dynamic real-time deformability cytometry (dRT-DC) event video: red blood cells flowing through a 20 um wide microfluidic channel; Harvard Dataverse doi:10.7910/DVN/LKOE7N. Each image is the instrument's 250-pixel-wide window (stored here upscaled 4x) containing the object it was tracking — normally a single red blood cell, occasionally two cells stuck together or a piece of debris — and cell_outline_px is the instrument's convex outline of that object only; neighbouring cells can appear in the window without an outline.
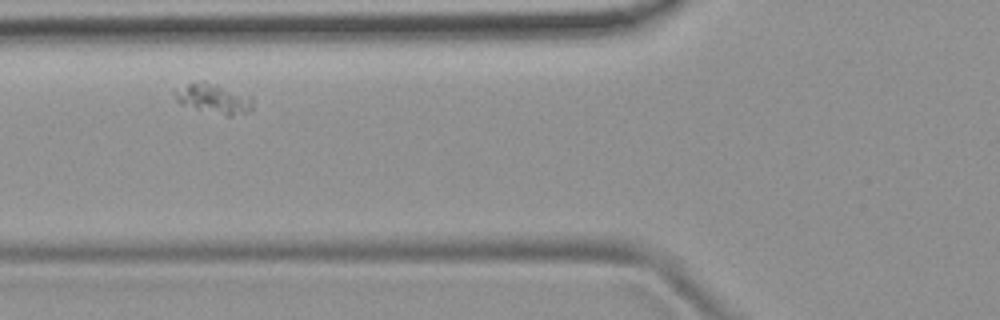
{"species": "common noctule bat (a hibernating species)", "species_latin": "Nyctalus noctula", "temperature_condition": "room temperature", "stored_images_in_passage": 5, "camera_frame_rate_fps": 3000, "um_per_image_px": 0.085, "animal": {"sex": "female", "body_mass_g": 19.9}, "frame": {"image": 1, "passage_image": 3, "time_ms": 2.333, "image_size_px": [1000, 320], "cell_outline_px": [[252, 112], [228, 116], [180, 104], [176, 100], [172, 92], [188, 84], [204, 80], [252, 96]], "centroid_in_image_um": [18.19, 8.38], "position_along_channel_um": 107.6, "area_um2": 13.47}}
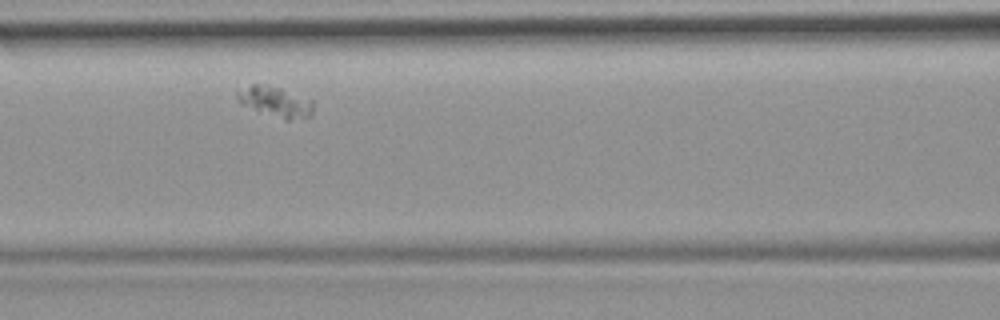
{"frame": {"image": 2, "passage_image": 4, "time_ms": 3.333, "image_size_px": [1000, 320], "cell_outline_px": [[312, 116], [288, 120], [240, 104], [236, 96], [236, 88], [252, 84], [264, 84], [280, 88], [312, 100]], "centroid_in_image_um": [23.35, 8.61], "position_along_channel_um": 143.2, "area_um2": 13.29}}
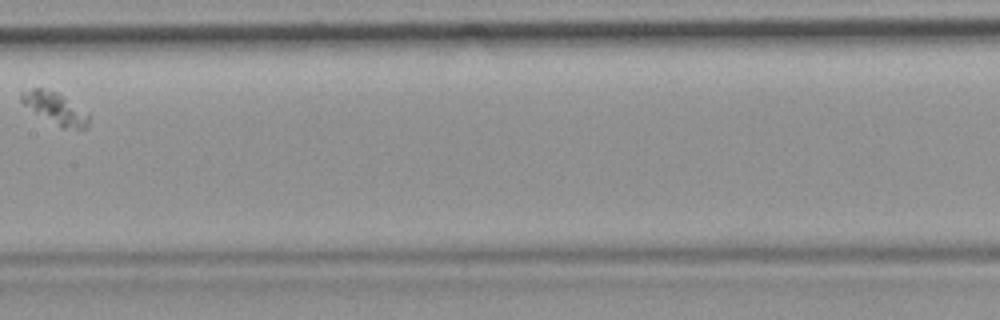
{"frame": {"image": 3, "passage_image": 5, "time_ms": 5.0, "image_size_px": [1000, 320], "cell_outline_px": [[88, 128], [60, 128], [24, 104], [20, 100], [20, 92], [32, 88], [40, 88], [56, 92], [88, 112]], "centroid_in_image_um": [4.7, 9.2], "position_along_channel_um": 202.7, "area_um2": 12.14}}